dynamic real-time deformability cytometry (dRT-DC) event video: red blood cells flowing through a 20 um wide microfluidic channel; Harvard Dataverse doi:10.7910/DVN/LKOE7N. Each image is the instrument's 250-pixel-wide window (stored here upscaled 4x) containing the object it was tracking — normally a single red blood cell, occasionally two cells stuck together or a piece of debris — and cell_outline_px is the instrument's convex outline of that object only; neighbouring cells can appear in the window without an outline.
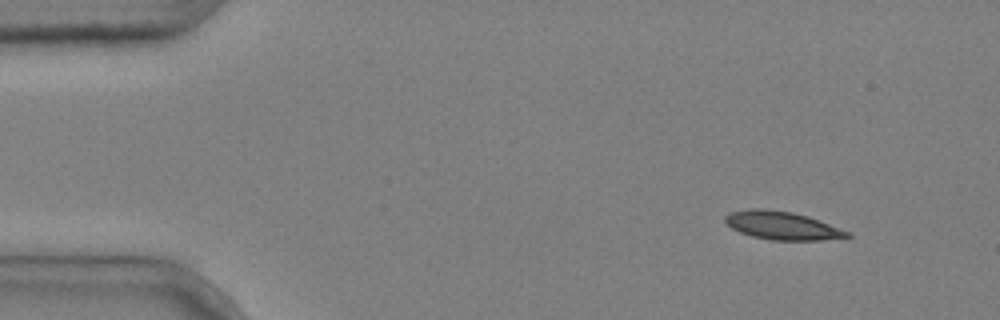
{"species": "common noctule bat (a hibernating species)", "species_latin": "Nyctalus noctula", "temperature_condition": "cold", "stored_images_in_passage": 8, "camera_frame_rate_fps": 3000, "um_per_image_px": 0.085, "animal": {"sex": "male", "body_mass_g": 20.4}, "frame": {"image": 1, "passage_image": 1, "time_ms": 0.0, "image_size_px": [1000, 320], "cell_outline_px": [[852, 236], [820, 240], [772, 240], [752, 236], [740, 232], [732, 228], [724, 220], [724, 216], [732, 212], [752, 208], [760, 208], [792, 212], [808, 216], [852, 232]], "centroid_in_image_um": [66.51, 19.17], "position_along_channel_um": 18.5, "area_um2": 19.94}}
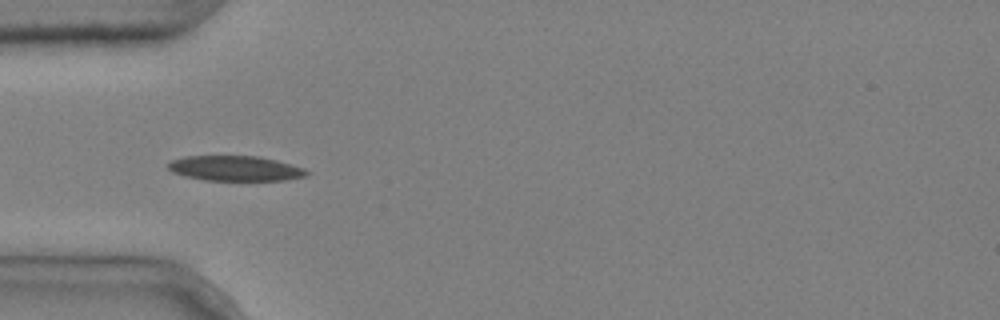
{"frame": {"image": 2, "passage_image": 4, "time_ms": 1.0, "image_size_px": [1000, 320], "cell_outline_px": [[308, 176], [284, 180], [204, 180], [184, 176], [172, 172], [168, 168], [168, 164], [172, 160], [184, 156], [256, 156], [276, 160], [304, 168], [308, 172]], "centroid_in_image_um": [19.98, 14.31], "position_along_channel_um": 65.0, "area_um2": 20.17}}
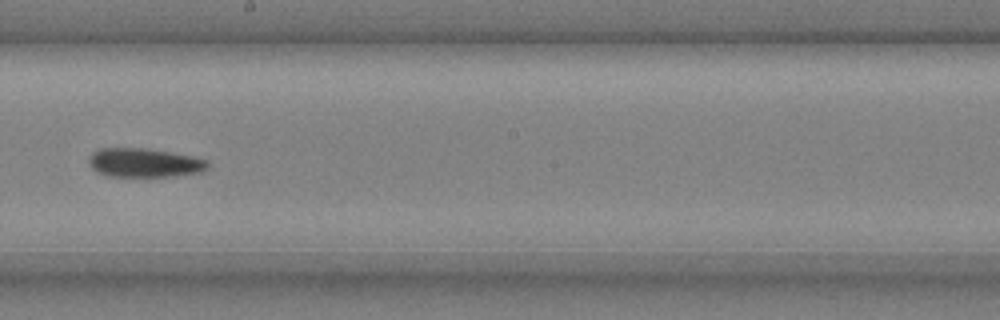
{"frame": {"image": 3, "passage_image": 8, "time_ms": 2.333, "image_size_px": [1000, 320], "cell_outline_px": [[208, 168], [204, 172], [176, 176], [108, 176], [96, 172], [88, 164], [88, 160], [92, 152], [100, 148], [144, 148], [192, 156], [208, 160]], "centroid_in_image_um": [12.27, 13.84], "position_along_channel_um": 235.9, "area_um2": 20.17}}